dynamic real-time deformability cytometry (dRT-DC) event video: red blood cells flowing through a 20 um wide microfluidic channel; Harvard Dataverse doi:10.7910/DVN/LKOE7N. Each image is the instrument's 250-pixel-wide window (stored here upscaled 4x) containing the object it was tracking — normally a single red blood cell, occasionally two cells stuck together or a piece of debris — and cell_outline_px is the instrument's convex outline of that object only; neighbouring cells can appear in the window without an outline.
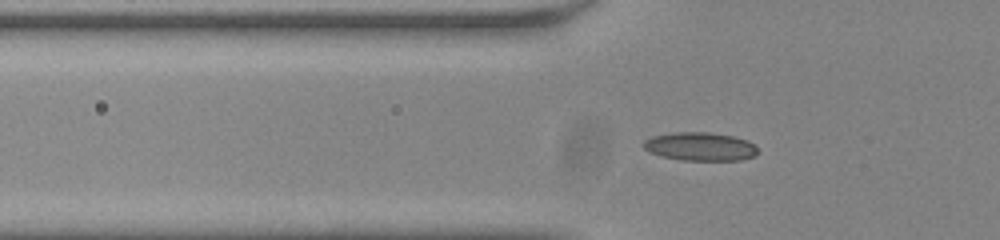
{"species": "common noctule bat (a hibernating species)", "species_latin": "Nyctalus noctula", "temperature_condition": "room temperature", "stored_images_in_passage": 55, "camera_frame_rate_fps": 3000, "um_per_image_px": 0.085, "animal": {"sex": "male", "body_mass_g": 20.0, "forearm_length_mm": 53.3}, "frame": {"image": 1, "passage_image": 20, "time_ms": 6.333, "image_size_px": [1000, 240], "cell_outline_px": [[760, 152], [756, 156], [740, 160], [680, 160], [660, 156], [648, 152], [644, 148], [644, 140], [652, 136], [672, 132], [708, 132], [732, 136], [748, 140], [756, 144]], "centroid_in_image_um": [59.55, 12.46], "position_along_channel_um": 66.3, "area_um2": 19.25}}
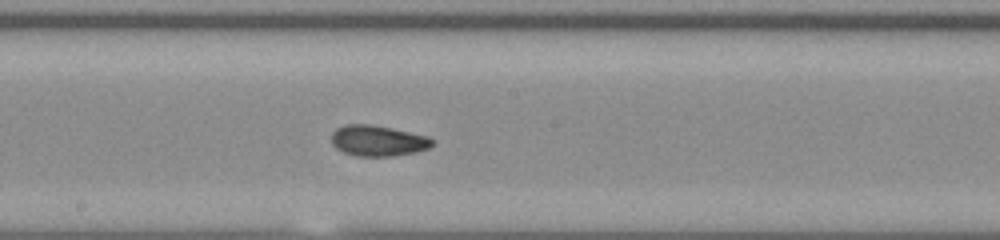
{"frame": {"image": 2, "passage_image": 32, "time_ms": 10.333, "image_size_px": [1000, 240], "cell_outline_px": [[432, 144], [428, 148], [416, 152], [392, 156], [356, 156], [344, 152], [336, 148], [332, 144], [332, 132], [336, 128], [344, 124], [368, 124], [392, 128], [428, 136], [432, 140]], "centroid_in_image_um": [32.09, 11.96], "position_along_channel_um": 216.1, "area_um2": 18.03}}
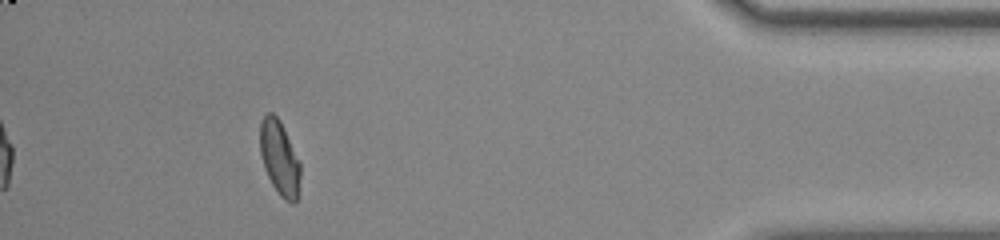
{"frame": {"image": 3, "passage_image": 51, "time_ms": 16.667, "image_size_px": [1000, 240], "cell_outline_px": [[300, 176], [296, 200], [292, 204], [284, 200], [280, 196], [272, 184], [264, 168], [260, 152], [260, 120], [268, 112], [272, 112], [280, 120], [300, 160]], "centroid_in_image_um": [23.76, 13.41], "position_along_channel_um": 411.4, "area_um2": 17.57}, "authors_computed_cell_mechanics": {"area_um2": 17.5712, "velocity_mm_per_s": 3.8238, "shape_relaxation_time_tau1_ms": 8.7887, "shape_relaxation_time_tau2_ms": 1.3646, "deformation_change_tau1": 0.1779, "deformation_change_tau2": 0.0604}}